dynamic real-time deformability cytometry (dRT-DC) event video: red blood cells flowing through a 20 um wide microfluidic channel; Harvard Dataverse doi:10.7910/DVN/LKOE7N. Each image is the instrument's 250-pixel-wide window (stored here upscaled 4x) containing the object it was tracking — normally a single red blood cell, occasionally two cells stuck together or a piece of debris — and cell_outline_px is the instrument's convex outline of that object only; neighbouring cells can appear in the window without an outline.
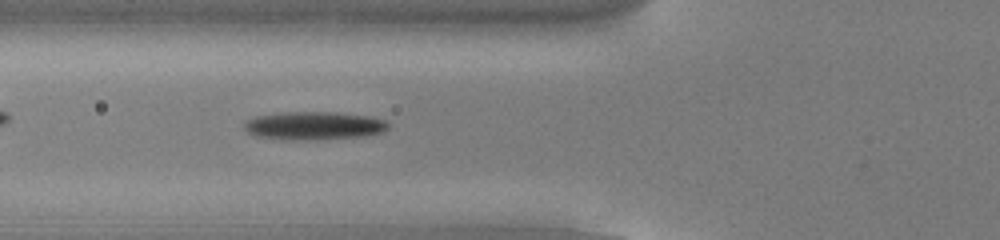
{"species": "common noctule bat (a hibernating species)", "species_latin": "Nyctalus noctula", "temperature_condition": "cold", "stored_images_in_passage": 52, "camera_frame_rate_fps": 3000, "um_per_image_px": 0.085, "animal": {"sex": "male", "body_mass_g": 13.0, "forearm_length_mm": 53.1}, "frame": {"image": 1, "passage_image": 19, "time_ms": 6.0, "image_size_px": [1000, 240], "cell_outline_px": [[388, 128], [380, 132], [360, 136], [288, 140], [256, 136], [248, 132], [244, 128], [244, 120], [256, 116], [288, 112], [336, 112], [372, 116], [384, 120], [388, 124]], "centroid_in_image_um": [26.64, 10.66], "position_along_channel_um": 99.2, "area_um2": 23.24}}
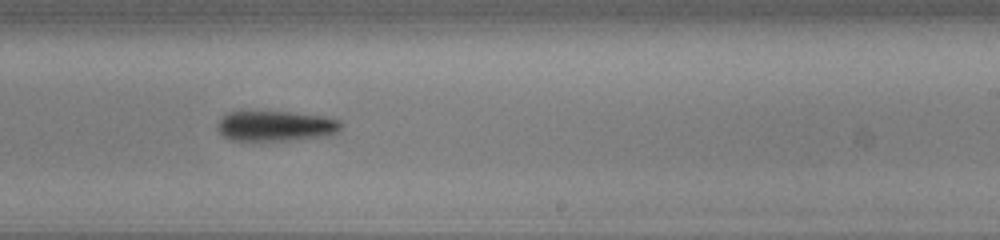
{"frame": {"image": 2, "passage_image": 32, "time_ms": 10.333, "image_size_px": [1000, 240], "cell_outline_px": [[340, 128], [332, 136], [252, 144], [228, 140], [216, 128], [216, 124], [228, 112], [292, 112], [324, 116], [340, 120]], "centroid_in_image_um": [23.39, 10.77], "position_along_channel_um": 265.6, "area_um2": 22.77}}
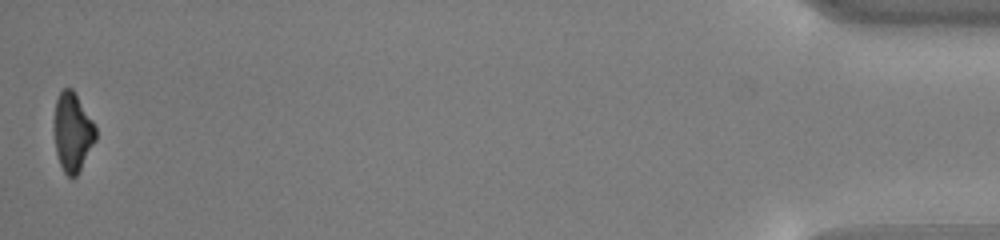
{"frame": {"image": 3, "passage_image": 52, "time_ms": 17.0, "image_size_px": [1000, 240], "cell_outline_px": [[96, 140], [76, 176], [72, 180], [64, 172], [60, 164], [56, 152], [52, 132], [52, 124], [56, 100], [60, 92], [64, 88], [72, 88], [92, 120], [96, 128]], "centroid_in_image_um": [6.13, 11.24], "position_along_channel_um": 429.1, "area_um2": 19.36}, "authors_computed_cell_mechanics": {"area_um2": 21.2993, "velocity_mm_per_s": 3.8466, "shape_relaxation_time_tau1_ms": 1.6434, "shape_relaxation_time_tau2_ms": null, "deformation_change_tau1": 0.1245, "deformation_change_tau2": null}}